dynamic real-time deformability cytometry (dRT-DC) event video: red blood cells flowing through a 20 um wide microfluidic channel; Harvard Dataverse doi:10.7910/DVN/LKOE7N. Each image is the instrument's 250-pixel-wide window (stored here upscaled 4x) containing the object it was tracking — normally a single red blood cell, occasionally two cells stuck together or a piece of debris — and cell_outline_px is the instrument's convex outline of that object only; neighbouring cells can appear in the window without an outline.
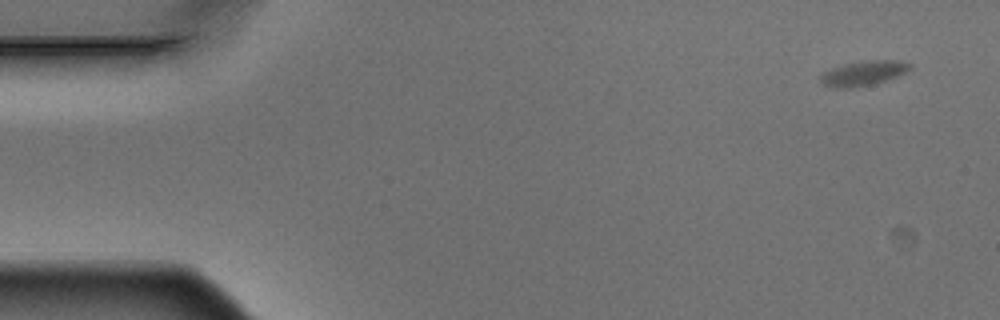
{"species": "Egyptian fruit bat (a non-hibernating species)", "species_latin": "Rousettus aegyptiacus", "temperature_condition": "warm", "stored_images_in_passage": 4, "camera_frame_rate_fps": 3000, "um_per_image_px": 0.085, "animal": {"sex": "male"}, "frame": {"image": 1, "passage_image": 1, "time_ms": 0.0, "image_size_px": [1000, 320], "cell_outline_px": [[912, 68], [896, 76], [872, 84], [852, 88], [832, 88], [824, 84], [820, 80], [820, 76], [824, 72], [832, 68], [864, 60], [900, 60], [912, 64]], "centroid_in_image_um": [73.39, 6.22], "position_along_channel_um": 11.6, "area_um2": 12.72}}
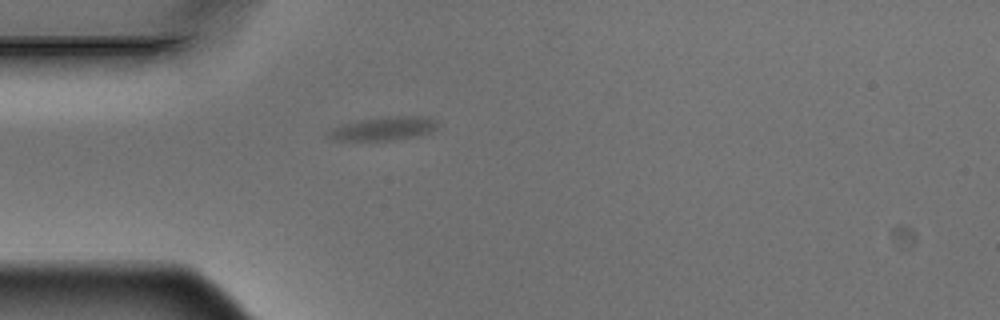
{"frame": {"image": 2, "passage_image": 4, "time_ms": 1.0, "image_size_px": [1000, 320], "cell_outline_px": [[440, 124], [436, 128], [428, 132], [416, 136], [392, 140], [340, 140], [328, 136], [328, 132], [344, 124], [360, 120], [388, 116], [420, 116], [436, 120]], "centroid_in_image_um": [32.68, 10.92], "position_along_channel_um": 52.3, "area_um2": 14.51}}